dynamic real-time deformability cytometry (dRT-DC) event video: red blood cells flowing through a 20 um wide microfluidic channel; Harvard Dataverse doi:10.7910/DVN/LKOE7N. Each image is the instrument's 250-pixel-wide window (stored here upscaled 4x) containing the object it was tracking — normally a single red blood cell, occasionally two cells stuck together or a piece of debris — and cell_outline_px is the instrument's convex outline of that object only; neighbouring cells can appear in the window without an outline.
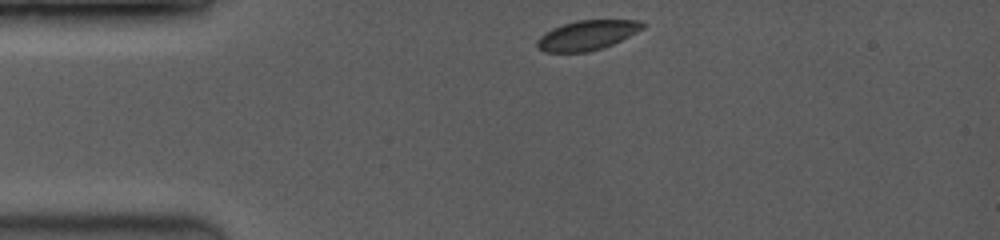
{"species": "common noctule bat (a hibernating species)", "species_latin": "Nyctalus noctula", "temperature_condition": "room temperature", "stored_images_in_passage": 5, "camera_frame_rate_fps": 3500, "um_per_image_px": 0.085, "animal": {"sex": "female", "body_mass_g": 19.0, "forearm_length_mm": 53.3}, "frame": {"image": 1, "passage_image": 1, "time_ms": 0.0, "image_size_px": [1000, 240], "cell_outline_px": [[644, 28], [612, 44], [588, 52], [544, 52], [536, 44], [536, 40], [540, 36], [552, 28], [576, 20], [640, 20], [644, 24]], "centroid_in_image_um": [49.88, 2.99], "position_along_channel_um": 35.1, "area_um2": 18.03}}
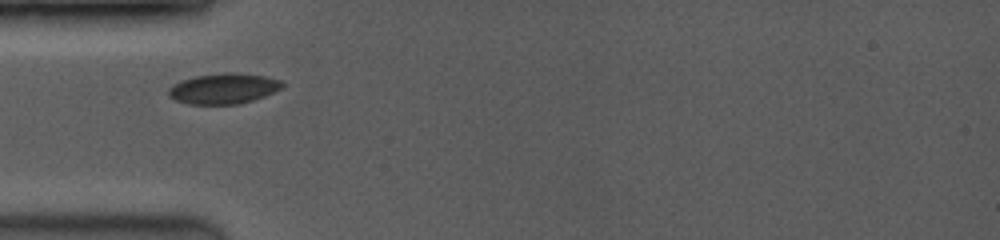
{"frame": {"image": 2, "passage_image": 4, "time_ms": 0.857, "image_size_px": [1000, 240], "cell_outline_px": [[284, 88], [264, 96], [252, 100], [236, 104], [188, 104], [176, 100], [168, 96], [168, 88], [180, 80], [196, 76], [228, 72], [236, 72], [264, 76], [280, 80], [284, 84]], "centroid_in_image_um": [19.0, 7.52], "position_along_channel_um": 66.0, "area_um2": 20.23}}